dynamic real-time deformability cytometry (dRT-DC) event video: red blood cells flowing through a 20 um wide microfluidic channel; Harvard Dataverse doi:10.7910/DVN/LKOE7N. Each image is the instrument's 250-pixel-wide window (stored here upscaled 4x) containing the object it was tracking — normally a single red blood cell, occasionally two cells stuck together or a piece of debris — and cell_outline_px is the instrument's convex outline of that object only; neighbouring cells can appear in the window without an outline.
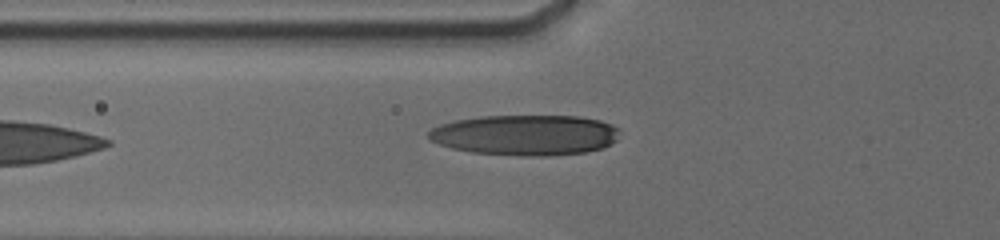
{"species": "human", "species_latin": "Homo sapiens", "temperature_condition": "cold", "stored_images_in_passage": 21, "camera_frame_rate_fps": 3000, "um_per_image_px": 0.085, "donor": {"sex": "male"}, "frame": {"image": 1, "passage_image": 2, "time_ms": 0.333, "image_size_px": [1000, 240], "cell_outline_px": [[620, 128], [616, 140], [612, 144], [604, 148], [584, 152], [544, 156], [528, 156], [472, 152], [452, 148], [440, 144], [432, 140], [428, 136], [428, 132], [432, 128], [440, 124], [456, 120], [480, 116], [580, 116], [600, 120], [612, 124]], "centroid_in_image_um": [44.7, 11.47], "position_along_channel_um": 81.1, "area_um2": 45.14}}
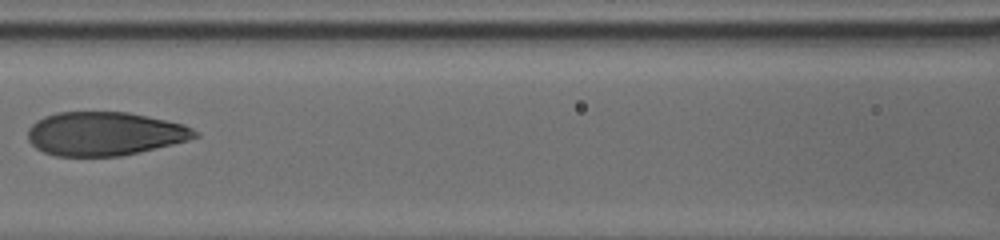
{"frame": {"image": 2, "passage_image": 7, "time_ms": 2.333, "image_size_px": [1000, 240], "cell_outline_px": [[200, 136], [188, 140], [140, 152], [120, 156], [56, 156], [44, 152], [36, 148], [28, 140], [28, 128], [36, 120], [44, 116], [56, 112], [128, 112], [148, 116], [184, 124], [200, 132]], "centroid_in_image_um": [8.89, 11.36], "position_along_channel_um": 157.7, "area_um2": 42.71}}
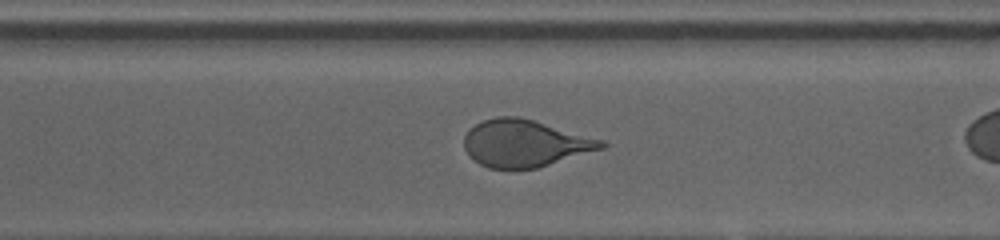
{"frame": {"image": 3, "passage_image": 17, "time_ms": 5.667, "image_size_px": [1000, 240], "cell_outline_px": [[608, 144], [604, 148], [536, 168], [488, 168], [480, 164], [464, 148], [464, 136], [468, 128], [484, 120], [496, 116], [520, 116], [604, 140]], "centroid_in_image_um": [44.62, 12.16], "position_along_channel_um": 326.0, "area_um2": 37.45}}